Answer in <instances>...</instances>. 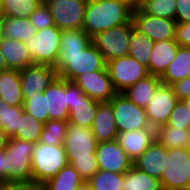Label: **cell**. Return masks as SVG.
Listing matches in <instances>:
<instances>
[{
  "instance_id": "1",
  "label": "cell",
  "mask_w": 190,
  "mask_h": 190,
  "mask_svg": "<svg viewBox=\"0 0 190 190\" xmlns=\"http://www.w3.org/2000/svg\"><path fill=\"white\" fill-rule=\"evenodd\" d=\"M133 9L118 0H88L82 29L93 38L98 33L132 21Z\"/></svg>"
},
{
  "instance_id": "2",
  "label": "cell",
  "mask_w": 190,
  "mask_h": 190,
  "mask_svg": "<svg viewBox=\"0 0 190 190\" xmlns=\"http://www.w3.org/2000/svg\"><path fill=\"white\" fill-rule=\"evenodd\" d=\"M35 144L9 138L5 153L4 181L27 183L32 181V155Z\"/></svg>"
},
{
  "instance_id": "3",
  "label": "cell",
  "mask_w": 190,
  "mask_h": 190,
  "mask_svg": "<svg viewBox=\"0 0 190 190\" xmlns=\"http://www.w3.org/2000/svg\"><path fill=\"white\" fill-rule=\"evenodd\" d=\"M106 62L91 42L83 51L74 54L59 55L55 69L58 77L73 81L78 75L103 70Z\"/></svg>"
},
{
  "instance_id": "4",
  "label": "cell",
  "mask_w": 190,
  "mask_h": 190,
  "mask_svg": "<svg viewBox=\"0 0 190 190\" xmlns=\"http://www.w3.org/2000/svg\"><path fill=\"white\" fill-rule=\"evenodd\" d=\"M68 164L63 145L35 144L32 155V181L42 185Z\"/></svg>"
},
{
  "instance_id": "5",
  "label": "cell",
  "mask_w": 190,
  "mask_h": 190,
  "mask_svg": "<svg viewBox=\"0 0 190 190\" xmlns=\"http://www.w3.org/2000/svg\"><path fill=\"white\" fill-rule=\"evenodd\" d=\"M163 190H176L190 186V148H166L163 174L160 178Z\"/></svg>"
},
{
  "instance_id": "6",
  "label": "cell",
  "mask_w": 190,
  "mask_h": 190,
  "mask_svg": "<svg viewBox=\"0 0 190 190\" xmlns=\"http://www.w3.org/2000/svg\"><path fill=\"white\" fill-rule=\"evenodd\" d=\"M61 32L55 25L38 30L25 44L34 64L55 67L60 51Z\"/></svg>"
},
{
  "instance_id": "7",
  "label": "cell",
  "mask_w": 190,
  "mask_h": 190,
  "mask_svg": "<svg viewBox=\"0 0 190 190\" xmlns=\"http://www.w3.org/2000/svg\"><path fill=\"white\" fill-rule=\"evenodd\" d=\"M133 27V23H126L102 31L92 38V42L103 56L105 62L128 55Z\"/></svg>"
},
{
  "instance_id": "8",
  "label": "cell",
  "mask_w": 190,
  "mask_h": 190,
  "mask_svg": "<svg viewBox=\"0 0 190 190\" xmlns=\"http://www.w3.org/2000/svg\"><path fill=\"white\" fill-rule=\"evenodd\" d=\"M109 103L112 105L118 133L151 127L145 108L134 104L123 93H117Z\"/></svg>"
},
{
  "instance_id": "9",
  "label": "cell",
  "mask_w": 190,
  "mask_h": 190,
  "mask_svg": "<svg viewBox=\"0 0 190 190\" xmlns=\"http://www.w3.org/2000/svg\"><path fill=\"white\" fill-rule=\"evenodd\" d=\"M106 68L117 93H123L127 88L149 75L147 67L129 55L106 62Z\"/></svg>"
},
{
  "instance_id": "10",
  "label": "cell",
  "mask_w": 190,
  "mask_h": 190,
  "mask_svg": "<svg viewBox=\"0 0 190 190\" xmlns=\"http://www.w3.org/2000/svg\"><path fill=\"white\" fill-rule=\"evenodd\" d=\"M60 30L82 29L88 0H44Z\"/></svg>"
},
{
  "instance_id": "11",
  "label": "cell",
  "mask_w": 190,
  "mask_h": 190,
  "mask_svg": "<svg viewBox=\"0 0 190 190\" xmlns=\"http://www.w3.org/2000/svg\"><path fill=\"white\" fill-rule=\"evenodd\" d=\"M132 21L134 27L153 42L175 40L177 23L173 19L155 17L138 8L133 10Z\"/></svg>"
},
{
  "instance_id": "12",
  "label": "cell",
  "mask_w": 190,
  "mask_h": 190,
  "mask_svg": "<svg viewBox=\"0 0 190 190\" xmlns=\"http://www.w3.org/2000/svg\"><path fill=\"white\" fill-rule=\"evenodd\" d=\"M178 101L172 86L160 83L145 108L149 125L157 129L166 124Z\"/></svg>"
},
{
  "instance_id": "13",
  "label": "cell",
  "mask_w": 190,
  "mask_h": 190,
  "mask_svg": "<svg viewBox=\"0 0 190 190\" xmlns=\"http://www.w3.org/2000/svg\"><path fill=\"white\" fill-rule=\"evenodd\" d=\"M73 82L89 98L97 102H109L117 94L107 68L78 75Z\"/></svg>"
},
{
  "instance_id": "14",
  "label": "cell",
  "mask_w": 190,
  "mask_h": 190,
  "mask_svg": "<svg viewBox=\"0 0 190 190\" xmlns=\"http://www.w3.org/2000/svg\"><path fill=\"white\" fill-rule=\"evenodd\" d=\"M98 142L91 129L73 125L67 126L66 137L63 143L68 164L75 158L90 157L95 155Z\"/></svg>"
},
{
  "instance_id": "15",
  "label": "cell",
  "mask_w": 190,
  "mask_h": 190,
  "mask_svg": "<svg viewBox=\"0 0 190 190\" xmlns=\"http://www.w3.org/2000/svg\"><path fill=\"white\" fill-rule=\"evenodd\" d=\"M95 156L101 170L124 174L133 166L132 159L117 140L98 143Z\"/></svg>"
},
{
  "instance_id": "16",
  "label": "cell",
  "mask_w": 190,
  "mask_h": 190,
  "mask_svg": "<svg viewBox=\"0 0 190 190\" xmlns=\"http://www.w3.org/2000/svg\"><path fill=\"white\" fill-rule=\"evenodd\" d=\"M23 99L36 92H44L58 76L55 67L33 64L19 71Z\"/></svg>"
},
{
  "instance_id": "17",
  "label": "cell",
  "mask_w": 190,
  "mask_h": 190,
  "mask_svg": "<svg viewBox=\"0 0 190 190\" xmlns=\"http://www.w3.org/2000/svg\"><path fill=\"white\" fill-rule=\"evenodd\" d=\"M44 96L46 97L49 120H68V81L57 76L44 91Z\"/></svg>"
},
{
  "instance_id": "18",
  "label": "cell",
  "mask_w": 190,
  "mask_h": 190,
  "mask_svg": "<svg viewBox=\"0 0 190 190\" xmlns=\"http://www.w3.org/2000/svg\"><path fill=\"white\" fill-rule=\"evenodd\" d=\"M155 139L156 129L150 127L142 130L119 132L116 140L132 161H134L155 141Z\"/></svg>"
},
{
  "instance_id": "19",
  "label": "cell",
  "mask_w": 190,
  "mask_h": 190,
  "mask_svg": "<svg viewBox=\"0 0 190 190\" xmlns=\"http://www.w3.org/2000/svg\"><path fill=\"white\" fill-rule=\"evenodd\" d=\"M0 53L5 58L8 69L21 71L34 64L25 42L19 40L0 37Z\"/></svg>"
},
{
  "instance_id": "20",
  "label": "cell",
  "mask_w": 190,
  "mask_h": 190,
  "mask_svg": "<svg viewBox=\"0 0 190 190\" xmlns=\"http://www.w3.org/2000/svg\"><path fill=\"white\" fill-rule=\"evenodd\" d=\"M91 131L98 143L117 139L118 130L109 102H98Z\"/></svg>"
},
{
  "instance_id": "21",
  "label": "cell",
  "mask_w": 190,
  "mask_h": 190,
  "mask_svg": "<svg viewBox=\"0 0 190 190\" xmlns=\"http://www.w3.org/2000/svg\"><path fill=\"white\" fill-rule=\"evenodd\" d=\"M166 147L157 139L133 161V166L152 177L160 179L165 164Z\"/></svg>"
},
{
  "instance_id": "22",
  "label": "cell",
  "mask_w": 190,
  "mask_h": 190,
  "mask_svg": "<svg viewBox=\"0 0 190 190\" xmlns=\"http://www.w3.org/2000/svg\"><path fill=\"white\" fill-rule=\"evenodd\" d=\"M178 48L175 40L154 42L148 65L149 74L161 76L175 59Z\"/></svg>"
},
{
  "instance_id": "23",
  "label": "cell",
  "mask_w": 190,
  "mask_h": 190,
  "mask_svg": "<svg viewBox=\"0 0 190 190\" xmlns=\"http://www.w3.org/2000/svg\"><path fill=\"white\" fill-rule=\"evenodd\" d=\"M0 99L10 106H23V95L18 70L8 69L0 72Z\"/></svg>"
},
{
  "instance_id": "24",
  "label": "cell",
  "mask_w": 190,
  "mask_h": 190,
  "mask_svg": "<svg viewBox=\"0 0 190 190\" xmlns=\"http://www.w3.org/2000/svg\"><path fill=\"white\" fill-rule=\"evenodd\" d=\"M37 32L28 18H15L3 16L0 19V37L25 42Z\"/></svg>"
},
{
  "instance_id": "25",
  "label": "cell",
  "mask_w": 190,
  "mask_h": 190,
  "mask_svg": "<svg viewBox=\"0 0 190 190\" xmlns=\"http://www.w3.org/2000/svg\"><path fill=\"white\" fill-rule=\"evenodd\" d=\"M97 105V101L82 93L78 96L77 102L72 105V109L69 111L68 122L91 129Z\"/></svg>"
},
{
  "instance_id": "26",
  "label": "cell",
  "mask_w": 190,
  "mask_h": 190,
  "mask_svg": "<svg viewBox=\"0 0 190 190\" xmlns=\"http://www.w3.org/2000/svg\"><path fill=\"white\" fill-rule=\"evenodd\" d=\"M160 83V76L149 74L127 88L123 94L137 106L146 108Z\"/></svg>"
},
{
  "instance_id": "27",
  "label": "cell",
  "mask_w": 190,
  "mask_h": 190,
  "mask_svg": "<svg viewBox=\"0 0 190 190\" xmlns=\"http://www.w3.org/2000/svg\"><path fill=\"white\" fill-rule=\"evenodd\" d=\"M188 77H190V48L179 46L175 59L160 76V81L171 85Z\"/></svg>"
},
{
  "instance_id": "28",
  "label": "cell",
  "mask_w": 190,
  "mask_h": 190,
  "mask_svg": "<svg viewBox=\"0 0 190 190\" xmlns=\"http://www.w3.org/2000/svg\"><path fill=\"white\" fill-rule=\"evenodd\" d=\"M121 190H163V188L160 179L132 166L123 174Z\"/></svg>"
},
{
  "instance_id": "29",
  "label": "cell",
  "mask_w": 190,
  "mask_h": 190,
  "mask_svg": "<svg viewBox=\"0 0 190 190\" xmlns=\"http://www.w3.org/2000/svg\"><path fill=\"white\" fill-rule=\"evenodd\" d=\"M84 180L71 165H65L54 177L41 185V190H75Z\"/></svg>"
},
{
  "instance_id": "30",
  "label": "cell",
  "mask_w": 190,
  "mask_h": 190,
  "mask_svg": "<svg viewBox=\"0 0 190 190\" xmlns=\"http://www.w3.org/2000/svg\"><path fill=\"white\" fill-rule=\"evenodd\" d=\"M92 38L83 29H70L61 32L59 55L74 54L83 51Z\"/></svg>"
},
{
  "instance_id": "31",
  "label": "cell",
  "mask_w": 190,
  "mask_h": 190,
  "mask_svg": "<svg viewBox=\"0 0 190 190\" xmlns=\"http://www.w3.org/2000/svg\"><path fill=\"white\" fill-rule=\"evenodd\" d=\"M153 43L150 38L133 27L130 35L128 55L148 69Z\"/></svg>"
},
{
  "instance_id": "32",
  "label": "cell",
  "mask_w": 190,
  "mask_h": 190,
  "mask_svg": "<svg viewBox=\"0 0 190 190\" xmlns=\"http://www.w3.org/2000/svg\"><path fill=\"white\" fill-rule=\"evenodd\" d=\"M190 130L161 125L156 129V139L167 149L188 148Z\"/></svg>"
},
{
  "instance_id": "33",
  "label": "cell",
  "mask_w": 190,
  "mask_h": 190,
  "mask_svg": "<svg viewBox=\"0 0 190 190\" xmlns=\"http://www.w3.org/2000/svg\"><path fill=\"white\" fill-rule=\"evenodd\" d=\"M43 125L44 123L23 111L21 117H19L17 132L12 138L36 144L40 140Z\"/></svg>"
},
{
  "instance_id": "34",
  "label": "cell",
  "mask_w": 190,
  "mask_h": 190,
  "mask_svg": "<svg viewBox=\"0 0 190 190\" xmlns=\"http://www.w3.org/2000/svg\"><path fill=\"white\" fill-rule=\"evenodd\" d=\"M23 111V106H10L3 99H0V128L9 138L16 134L19 117Z\"/></svg>"
},
{
  "instance_id": "35",
  "label": "cell",
  "mask_w": 190,
  "mask_h": 190,
  "mask_svg": "<svg viewBox=\"0 0 190 190\" xmlns=\"http://www.w3.org/2000/svg\"><path fill=\"white\" fill-rule=\"evenodd\" d=\"M68 124V120H48L43 125L39 142L56 146L63 145Z\"/></svg>"
},
{
  "instance_id": "36",
  "label": "cell",
  "mask_w": 190,
  "mask_h": 190,
  "mask_svg": "<svg viewBox=\"0 0 190 190\" xmlns=\"http://www.w3.org/2000/svg\"><path fill=\"white\" fill-rule=\"evenodd\" d=\"M44 0H4L2 13L6 17L29 18Z\"/></svg>"
},
{
  "instance_id": "37",
  "label": "cell",
  "mask_w": 190,
  "mask_h": 190,
  "mask_svg": "<svg viewBox=\"0 0 190 190\" xmlns=\"http://www.w3.org/2000/svg\"><path fill=\"white\" fill-rule=\"evenodd\" d=\"M145 13L175 20L176 0H141V7Z\"/></svg>"
},
{
  "instance_id": "38",
  "label": "cell",
  "mask_w": 190,
  "mask_h": 190,
  "mask_svg": "<svg viewBox=\"0 0 190 190\" xmlns=\"http://www.w3.org/2000/svg\"><path fill=\"white\" fill-rule=\"evenodd\" d=\"M123 174L99 169L88 182L93 190H121Z\"/></svg>"
},
{
  "instance_id": "39",
  "label": "cell",
  "mask_w": 190,
  "mask_h": 190,
  "mask_svg": "<svg viewBox=\"0 0 190 190\" xmlns=\"http://www.w3.org/2000/svg\"><path fill=\"white\" fill-rule=\"evenodd\" d=\"M23 108L28 115L33 116L42 123H46L49 120L44 92L28 95V99H24Z\"/></svg>"
},
{
  "instance_id": "40",
  "label": "cell",
  "mask_w": 190,
  "mask_h": 190,
  "mask_svg": "<svg viewBox=\"0 0 190 190\" xmlns=\"http://www.w3.org/2000/svg\"><path fill=\"white\" fill-rule=\"evenodd\" d=\"M166 125L174 128L190 130V110L182 100H179L173 108Z\"/></svg>"
},
{
  "instance_id": "41",
  "label": "cell",
  "mask_w": 190,
  "mask_h": 190,
  "mask_svg": "<svg viewBox=\"0 0 190 190\" xmlns=\"http://www.w3.org/2000/svg\"><path fill=\"white\" fill-rule=\"evenodd\" d=\"M70 164L79 172L84 181H88L99 170L95 155L75 158Z\"/></svg>"
},
{
  "instance_id": "42",
  "label": "cell",
  "mask_w": 190,
  "mask_h": 190,
  "mask_svg": "<svg viewBox=\"0 0 190 190\" xmlns=\"http://www.w3.org/2000/svg\"><path fill=\"white\" fill-rule=\"evenodd\" d=\"M28 19L33 23L37 31L55 25L48 5L44 1L41 2Z\"/></svg>"
},
{
  "instance_id": "43",
  "label": "cell",
  "mask_w": 190,
  "mask_h": 190,
  "mask_svg": "<svg viewBox=\"0 0 190 190\" xmlns=\"http://www.w3.org/2000/svg\"><path fill=\"white\" fill-rule=\"evenodd\" d=\"M175 41L180 47L190 48V23H177Z\"/></svg>"
},
{
  "instance_id": "44",
  "label": "cell",
  "mask_w": 190,
  "mask_h": 190,
  "mask_svg": "<svg viewBox=\"0 0 190 190\" xmlns=\"http://www.w3.org/2000/svg\"><path fill=\"white\" fill-rule=\"evenodd\" d=\"M176 23H190V0H176Z\"/></svg>"
},
{
  "instance_id": "45",
  "label": "cell",
  "mask_w": 190,
  "mask_h": 190,
  "mask_svg": "<svg viewBox=\"0 0 190 190\" xmlns=\"http://www.w3.org/2000/svg\"><path fill=\"white\" fill-rule=\"evenodd\" d=\"M171 86L178 100L190 97V77L180 79L171 84Z\"/></svg>"
},
{
  "instance_id": "46",
  "label": "cell",
  "mask_w": 190,
  "mask_h": 190,
  "mask_svg": "<svg viewBox=\"0 0 190 190\" xmlns=\"http://www.w3.org/2000/svg\"><path fill=\"white\" fill-rule=\"evenodd\" d=\"M0 190H41V186L33 181L27 183L0 181Z\"/></svg>"
},
{
  "instance_id": "47",
  "label": "cell",
  "mask_w": 190,
  "mask_h": 190,
  "mask_svg": "<svg viewBox=\"0 0 190 190\" xmlns=\"http://www.w3.org/2000/svg\"><path fill=\"white\" fill-rule=\"evenodd\" d=\"M82 93V90L73 81H68L69 111L72 109V105L77 102L78 96Z\"/></svg>"
},
{
  "instance_id": "48",
  "label": "cell",
  "mask_w": 190,
  "mask_h": 190,
  "mask_svg": "<svg viewBox=\"0 0 190 190\" xmlns=\"http://www.w3.org/2000/svg\"><path fill=\"white\" fill-rule=\"evenodd\" d=\"M5 153L0 150V181H4Z\"/></svg>"
},
{
  "instance_id": "49",
  "label": "cell",
  "mask_w": 190,
  "mask_h": 190,
  "mask_svg": "<svg viewBox=\"0 0 190 190\" xmlns=\"http://www.w3.org/2000/svg\"><path fill=\"white\" fill-rule=\"evenodd\" d=\"M9 137L6 133L0 128V150H4L7 146Z\"/></svg>"
},
{
  "instance_id": "50",
  "label": "cell",
  "mask_w": 190,
  "mask_h": 190,
  "mask_svg": "<svg viewBox=\"0 0 190 190\" xmlns=\"http://www.w3.org/2000/svg\"><path fill=\"white\" fill-rule=\"evenodd\" d=\"M118 1L126 3L133 10L141 7V0H118Z\"/></svg>"
},
{
  "instance_id": "51",
  "label": "cell",
  "mask_w": 190,
  "mask_h": 190,
  "mask_svg": "<svg viewBox=\"0 0 190 190\" xmlns=\"http://www.w3.org/2000/svg\"><path fill=\"white\" fill-rule=\"evenodd\" d=\"M75 190H93L88 181H83Z\"/></svg>"
},
{
  "instance_id": "52",
  "label": "cell",
  "mask_w": 190,
  "mask_h": 190,
  "mask_svg": "<svg viewBox=\"0 0 190 190\" xmlns=\"http://www.w3.org/2000/svg\"><path fill=\"white\" fill-rule=\"evenodd\" d=\"M8 70L7 68V63L5 61V58L2 56V54L0 53V72L1 71H5Z\"/></svg>"
},
{
  "instance_id": "53",
  "label": "cell",
  "mask_w": 190,
  "mask_h": 190,
  "mask_svg": "<svg viewBox=\"0 0 190 190\" xmlns=\"http://www.w3.org/2000/svg\"><path fill=\"white\" fill-rule=\"evenodd\" d=\"M182 101L185 103L187 108L190 110V97H187V98L183 99Z\"/></svg>"
},
{
  "instance_id": "54",
  "label": "cell",
  "mask_w": 190,
  "mask_h": 190,
  "mask_svg": "<svg viewBox=\"0 0 190 190\" xmlns=\"http://www.w3.org/2000/svg\"><path fill=\"white\" fill-rule=\"evenodd\" d=\"M3 17V13H2V4L0 2V19Z\"/></svg>"
},
{
  "instance_id": "55",
  "label": "cell",
  "mask_w": 190,
  "mask_h": 190,
  "mask_svg": "<svg viewBox=\"0 0 190 190\" xmlns=\"http://www.w3.org/2000/svg\"><path fill=\"white\" fill-rule=\"evenodd\" d=\"M176 190H190V186H187V187H183V188H180V189H176Z\"/></svg>"
},
{
  "instance_id": "56",
  "label": "cell",
  "mask_w": 190,
  "mask_h": 190,
  "mask_svg": "<svg viewBox=\"0 0 190 190\" xmlns=\"http://www.w3.org/2000/svg\"><path fill=\"white\" fill-rule=\"evenodd\" d=\"M188 147L190 148V133H189V145H188Z\"/></svg>"
}]
</instances>
